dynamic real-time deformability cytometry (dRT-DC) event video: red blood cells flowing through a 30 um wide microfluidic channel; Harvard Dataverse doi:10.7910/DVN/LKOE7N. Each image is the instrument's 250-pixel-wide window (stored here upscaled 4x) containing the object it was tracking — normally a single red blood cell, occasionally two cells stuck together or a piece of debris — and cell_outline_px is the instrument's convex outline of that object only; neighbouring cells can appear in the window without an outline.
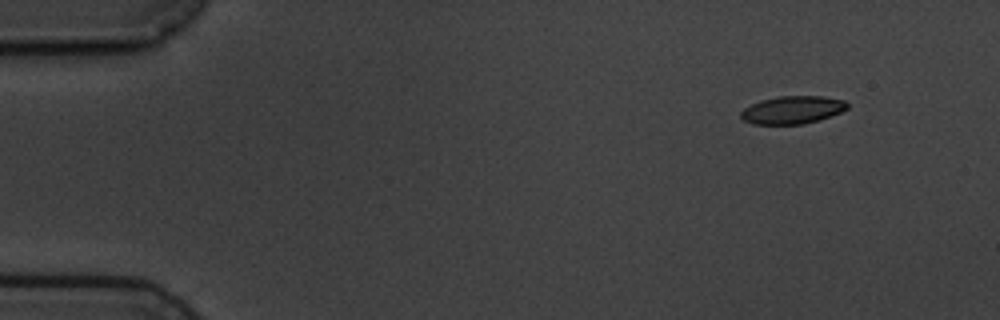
{"species": "common noctule bat (a hibernating species)", "species_latin": "Nyctalus noctula", "temperature_condition": "cold", "stored_images_in_passage": 4, "camera_frame_rate_fps": 3000, "um_per_image_px": 0.085, "animal": {"sex": "male", "body_mass_g": 19.5, "forearm_length_mm": 54.6}, "frame": {"image": 1, "passage_image": 1, "time_ms": 0.0, "image_size_px": [1000, 320], "cell_outline_px": [[848, 108], [840, 112], [820, 120], [804, 124], [752, 124], [744, 120], [740, 116], [740, 112], [744, 108], [760, 100], [780, 96], [824, 96], [844, 100], [848, 104]], "centroid_in_image_um": [67.36, 9.34], "position_along_channel_um": 17.6, "area_um2": 17.28}}
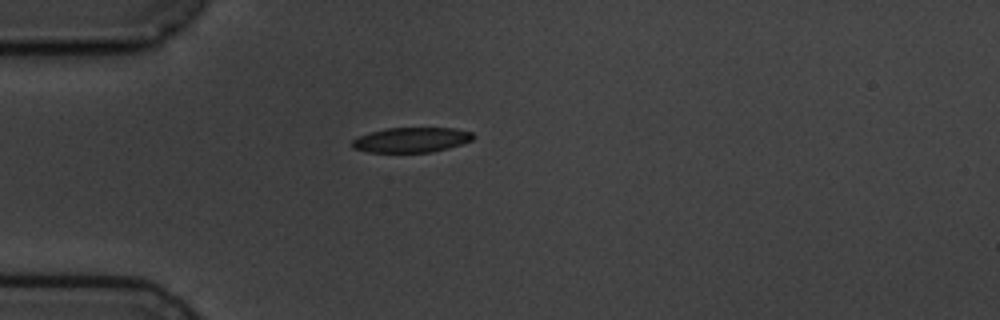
{"frame": {"image": 2, "passage_image": 3, "time_ms": 3.333, "image_size_px": [1000, 320], "cell_outline_px": [[476, 136], [472, 140], [448, 148], [432, 152], [368, 152], [352, 148], [352, 140], [360, 136], [372, 132], [388, 128], [456, 128], [472, 132]], "centroid_in_image_um": [35.0, 11.89], "position_along_channel_um": 50.0, "area_um2": 17.51}}